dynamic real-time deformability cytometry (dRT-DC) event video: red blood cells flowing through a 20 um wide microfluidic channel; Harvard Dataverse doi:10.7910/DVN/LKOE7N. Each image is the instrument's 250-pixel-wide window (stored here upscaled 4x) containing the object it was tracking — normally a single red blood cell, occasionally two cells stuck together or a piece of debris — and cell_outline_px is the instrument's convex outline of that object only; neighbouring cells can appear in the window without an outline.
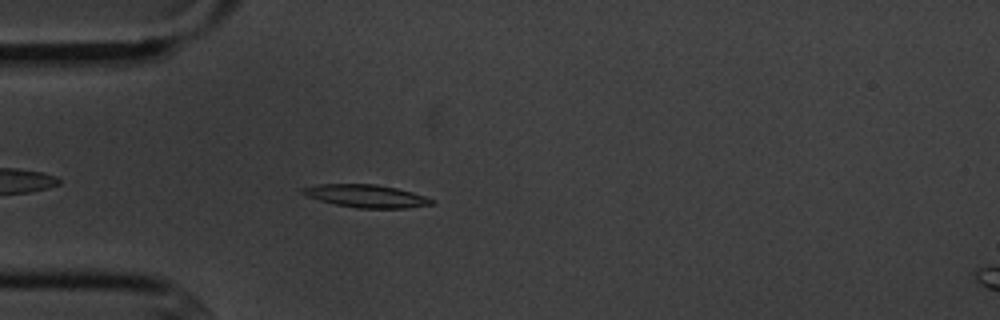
{"species": "common noctule bat (a hibernating species)", "species_latin": "Nyctalus noctula", "temperature_condition": "cold", "stored_images_in_passage": 5, "camera_frame_rate_fps": 3000, "um_per_image_px": 0.085, "animal": {"sex": "male", "body_mass_g": 20.1, "forearm_length_mm": 53.5}, "frame": {"image": 1, "passage_image": 5, "time_ms": 4.667, "image_size_px": [1000, 320], "cell_outline_px": [[436, 200], [432, 204], [408, 208], [356, 208], [336, 204], [320, 200], [308, 196], [300, 192], [300, 188], [320, 184], [376, 184], [396, 188], [412, 192]], "centroid_in_image_um": [31.13, 16.66], "position_along_channel_um": 53.9, "area_um2": 17.05}}